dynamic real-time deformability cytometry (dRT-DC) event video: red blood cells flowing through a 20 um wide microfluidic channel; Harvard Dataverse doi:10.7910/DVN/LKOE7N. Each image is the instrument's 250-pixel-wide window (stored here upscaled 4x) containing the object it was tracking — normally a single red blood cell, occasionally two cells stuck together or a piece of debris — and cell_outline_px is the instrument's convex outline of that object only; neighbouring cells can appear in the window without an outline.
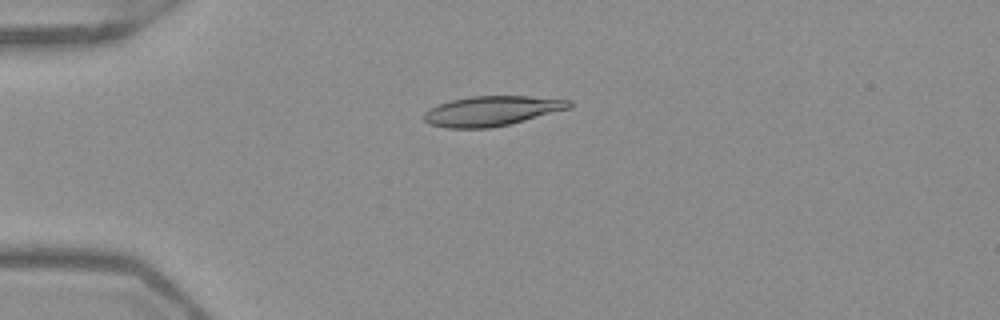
{"species": "Egyptian fruit bat (a non-hibernating species)", "species_latin": "Rousettus aegyptiacus", "temperature_condition": "warm", "stored_images_in_passage": 39, "camera_frame_rate_fps": 3000, "um_per_image_px": 0.085, "frame": {"image": 1, "passage_image": 1, "time_ms": 0.0, "image_size_px": [1000, 320], "cell_outline_px": [[572, 108], [508, 124], [488, 128], [448, 128], [428, 124], [424, 120], [424, 112], [428, 108], [452, 100], [472, 96], [528, 96], [572, 100]], "centroid_in_image_um": [41.8, 9.43], "position_along_channel_um": 43.2, "area_um2": 25.2}}
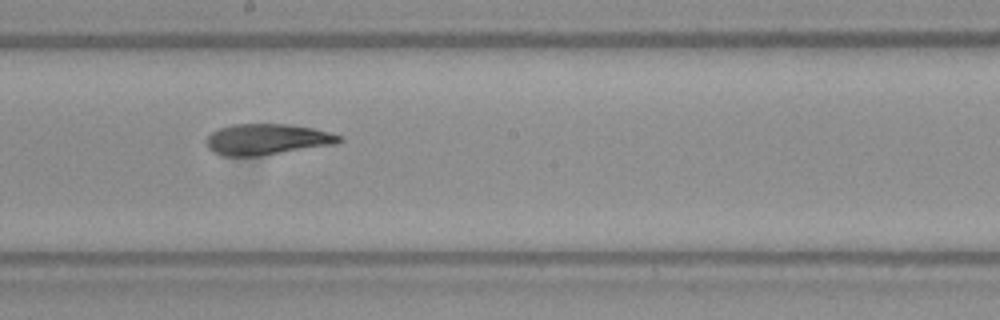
{"frame": {"image": 2, "passage_image": 17, "time_ms": 5.333, "image_size_px": [1000, 320], "cell_outline_px": [[344, 140], [336, 144], [260, 156], [220, 156], [212, 152], [208, 148], [204, 140], [216, 128], [232, 124], [288, 124], [312, 128], [344, 136]], "centroid_in_image_um": [22.66, 11.85], "position_along_channel_um": 225.5, "area_um2": 24.33}}
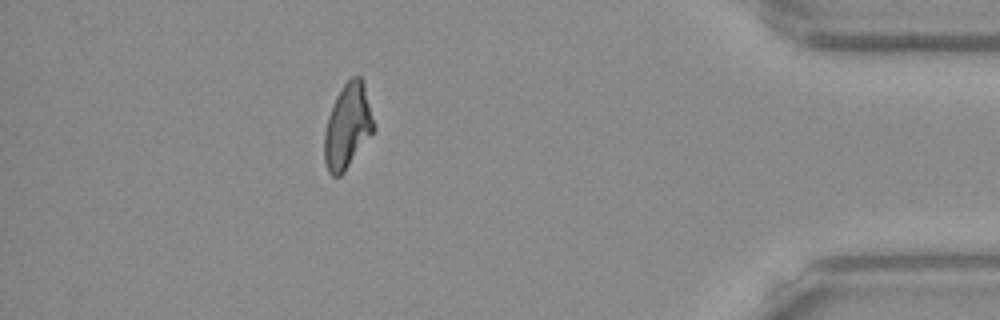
{"frame": {"image": 3, "passage_image": 34, "time_ms": 11.0, "image_size_px": [1000, 320], "cell_outline_px": [[376, 128], [344, 172], [340, 176], [332, 176], [328, 172], [324, 160], [324, 132], [328, 116], [336, 96], [344, 84], [352, 76], [360, 76], [364, 84]], "centroid_in_image_um": [29.54, 10.74], "position_along_channel_um": 405.7, "area_um2": 24.28}, "authors_computed_cell_mechanics": {"area_um2": 24.5072, "velocity_mm_per_s": 3.9398, "shape_relaxation_time_tau1_ms": 10.5443, "shape_relaxation_time_tau2_ms": 3.1116, "deformation_change_tau1": 0.264, "deformation_change_tau2": 0.1005}}